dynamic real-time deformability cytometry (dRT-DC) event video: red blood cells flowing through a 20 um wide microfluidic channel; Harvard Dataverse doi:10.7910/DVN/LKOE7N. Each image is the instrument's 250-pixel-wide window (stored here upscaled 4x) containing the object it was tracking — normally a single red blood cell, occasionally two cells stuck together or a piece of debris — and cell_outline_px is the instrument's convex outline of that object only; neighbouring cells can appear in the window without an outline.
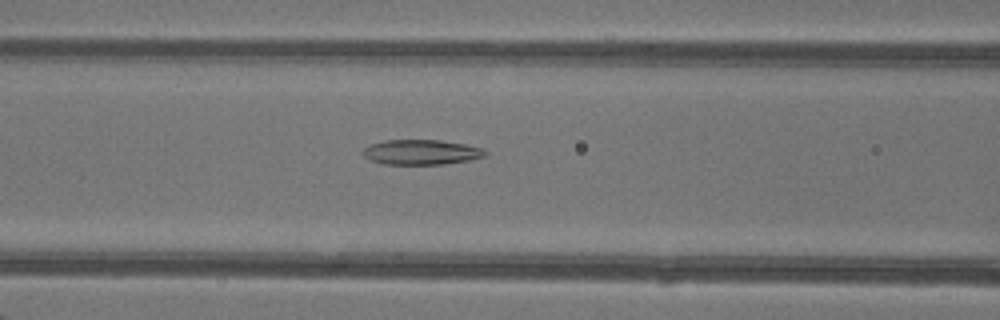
{"species": "common noctule bat (a hibernating species)", "species_latin": "Nyctalus noctula", "temperature_condition": "warm", "stored_images_in_passage": 47, "camera_frame_rate_fps": 3000, "um_per_image_px": 0.085, "animal": {"sex": "female"}, "frame": {"image": 1, "passage_image": 20, "time_ms": 6.333, "image_size_px": [1000, 320], "cell_outline_px": [[488, 152], [484, 156], [468, 160], [444, 164], [384, 164], [372, 160], [364, 156], [360, 152], [368, 144], [384, 140], [440, 140], [464, 144], [480, 148]], "centroid_in_image_um": [35.75, 12.93], "position_along_channel_um": 130.9, "area_um2": 17.74}}
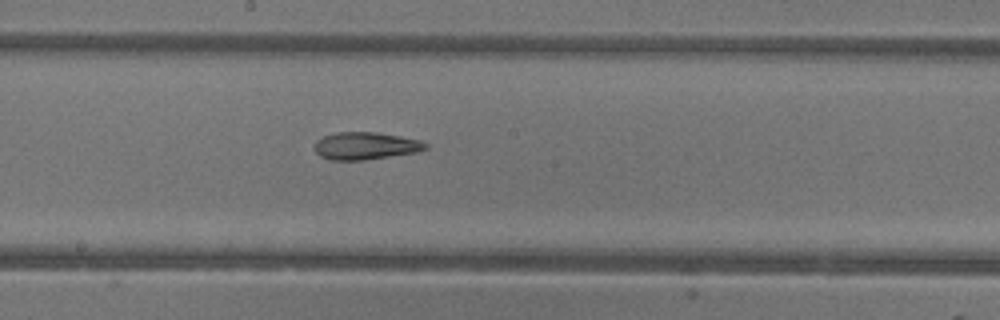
{"frame": {"image": 2, "passage_image": 26, "time_ms": 8.333, "image_size_px": [1000, 320], "cell_outline_px": [[428, 148], [416, 152], [364, 160], [328, 160], [320, 156], [316, 152], [316, 140], [324, 136], [336, 132], [376, 132], [400, 136], [420, 140], [428, 144]], "centroid_in_image_um": [31.07, 12.39], "position_along_channel_um": 217.1, "area_um2": 17.69}}
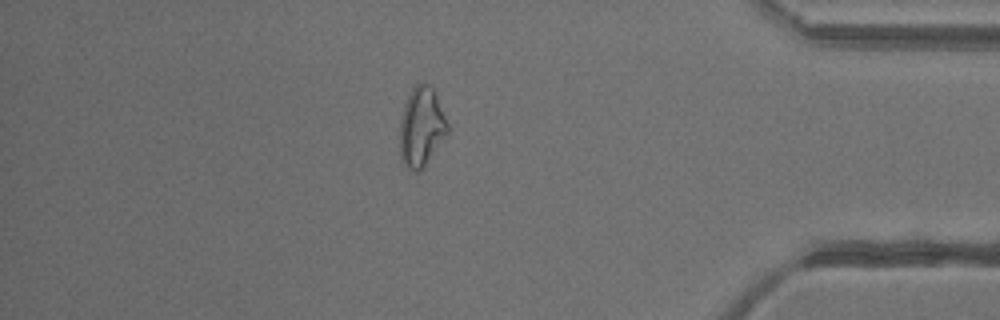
{"frame": {"image": 3, "passage_image": 41, "time_ms": 13.333, "image_size_px": [1000, 320], "cell_outline_px": [[448, 132], [424, 168], [416, 172], [408, 168], [400, 160], [400, 120], [404, 104], [412, 88], [416, 84], [428, 84], [432, 88], [436, 96], [448, 124]], "centroid_in_image_um": [35.8, 10.83], "position_along_channel_um": 399.4, "area_um2": 21.91}, "authors_computed_cell_mechanics": {"area_um2": 21.386, "velocity_mm_per_s": 4.3106, "shape_relaxation_time_tau1_ms": null, "shape_relaxation_time_tau2_ms": 3.2919, "deformation_change_tau1": null, "deformation_change_tau2": 0.1254}}